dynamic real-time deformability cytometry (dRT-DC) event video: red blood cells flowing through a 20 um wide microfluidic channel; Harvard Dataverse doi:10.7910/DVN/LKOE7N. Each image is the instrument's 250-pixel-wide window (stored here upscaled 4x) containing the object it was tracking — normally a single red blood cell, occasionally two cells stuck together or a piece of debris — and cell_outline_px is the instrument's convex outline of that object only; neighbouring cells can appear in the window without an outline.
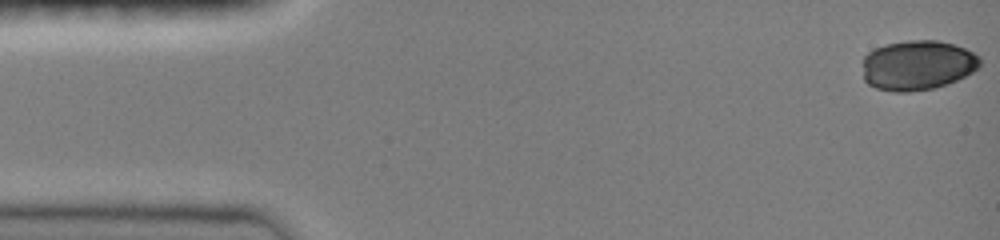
{"species": "common noctule bat (a hibernating species)", "species_latin": "Nyctalus noctula", "temperature_condition": "room temperature", "stored_images_in_passage": 44, "camera_frame_rate_fps": 3000, "um_per_image_px": 0.085, "animal": {"sex": "female", "body_mass_g": 19.0, "forearm_length_mm": 51.5}, "frame": {"image": 1, "passage_image": 1, "time_ms": 0.0, "image_size_px": [1000, 240], "cell_outline_px": [[980, 68], [948, 84], [932, 88], [908, 92], [896, 92], [876, 88], [868, 84], [864, 80], [864, 56], [868, 52], [884, 44], [908, 40], [936, 40], [952, 44], [964, 48], [980, 56]], "centroid_in_image_um": [77.99, 5.54], "position_along_channel_um": 7.0, "area_um2": 34.1}}